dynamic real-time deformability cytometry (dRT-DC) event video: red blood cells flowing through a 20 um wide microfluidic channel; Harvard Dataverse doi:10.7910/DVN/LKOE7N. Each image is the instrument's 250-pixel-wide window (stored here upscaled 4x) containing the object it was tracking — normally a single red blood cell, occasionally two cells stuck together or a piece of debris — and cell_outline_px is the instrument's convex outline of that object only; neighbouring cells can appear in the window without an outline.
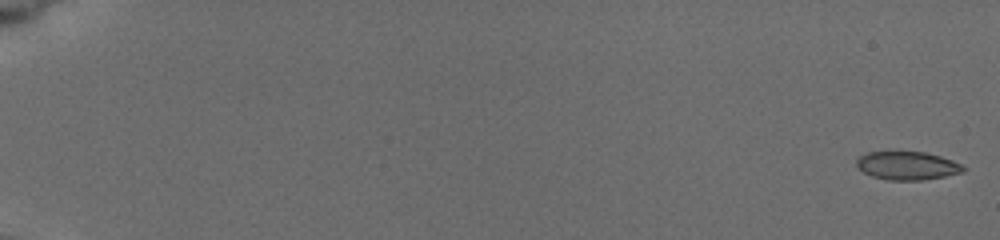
{"species": "common noctule bat (a hibernating species)", "species_latin": "Nyctalus noctula", "temperature_condition": "cold", "stored_images_in_passage": 7, "camera_frame_rate_fps": 3000, "um_per_image_px": 0.085, "animal": {"sex": "female", "body_mass_g": 19.5, "forearm_length_mm": 54.1}, "frame": {"image": 1, "passage_image": 1, "time_ms": 0.0, "image_size_px": [1000, 240], "cell_outline_px": [[968, 168], [964, 172], [924, 180], [888, 180], [872, 176], [864, 172], [856, 164], [856, 160], [860, 156], [868, 152], [924, 152], [940, 156], [952, 160]], "centroid_in_image_um": [77.15, 14.09], "position_along_channel_um": 7.9, "area_um2": 17.51}}